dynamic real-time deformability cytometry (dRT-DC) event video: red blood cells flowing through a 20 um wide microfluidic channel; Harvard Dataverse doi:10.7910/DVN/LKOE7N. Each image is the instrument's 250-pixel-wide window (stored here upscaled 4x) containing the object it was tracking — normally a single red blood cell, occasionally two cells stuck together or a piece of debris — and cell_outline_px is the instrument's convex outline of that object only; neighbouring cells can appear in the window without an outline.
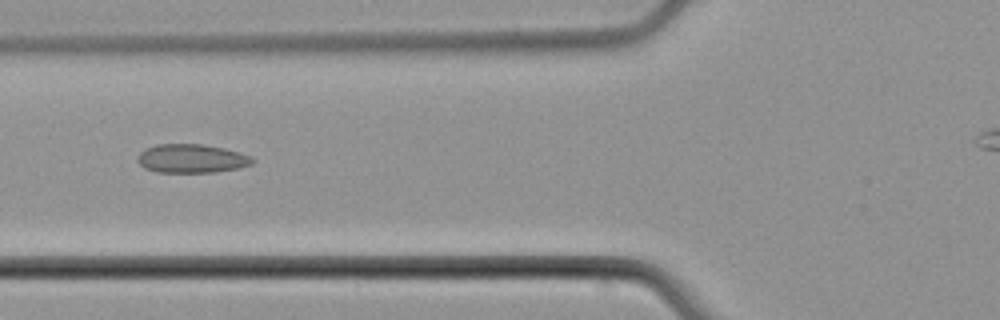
{"species": "common noctule bat (a hibernating species)", "species_latin": "Nyctalus noctula", "temperature_condition": "cold", "stored_images_in_passage": 4, "camera_frame_rate_fps": 3000, "um_per_image_px": 0.085, "animal": {"sex": "male", "body_mass_g": 21.5, "forearm_length_mm": 52.0}, "frame": {"image": 1, "passage_image": 2, "time_ms": 1.333, "image_size_px": [1000, 320], "cell_outline_px": [[256, 160], [252, 164], [236, 168], [212, 172], [156, 172], [144, 168], [136, 160], [140, 152], [144, 148], [156, 144], [204, 144], [224, 148], [240, 152], [252, 156]], "centroid_in_image_um": [16.27, 13.46], "position_along_channel_um": 109.5, "area_um2": 19.36}}
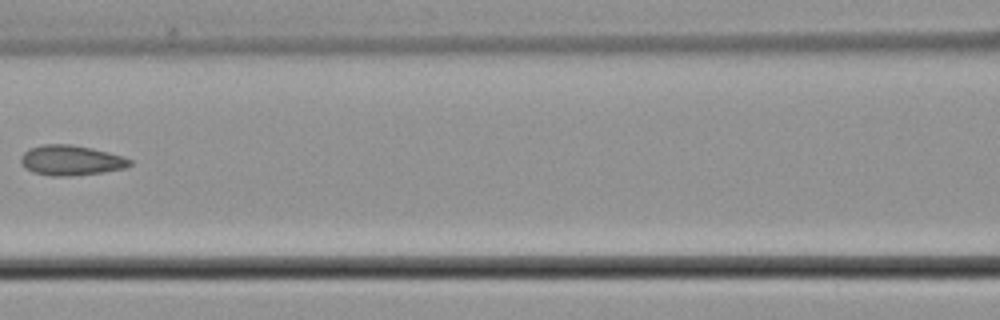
{"frame": {"image": 2, "passage_image": 3, "time_ms": 2.667, "image_size_px": [1000, 320], "cell_outline_px": [[132, 164], [124, 168], [100, 172], [60, 176], [52, 176], [32, 172], [20, 160], [20, 156], [28, 148], [44, 144], [72, 144], [92, 148], [108, 152], [132, 160]], "centroid_in_image_um": [6.01, 13.6], "position_along_channel_um": 160.6, "area_um2": 18.79}}
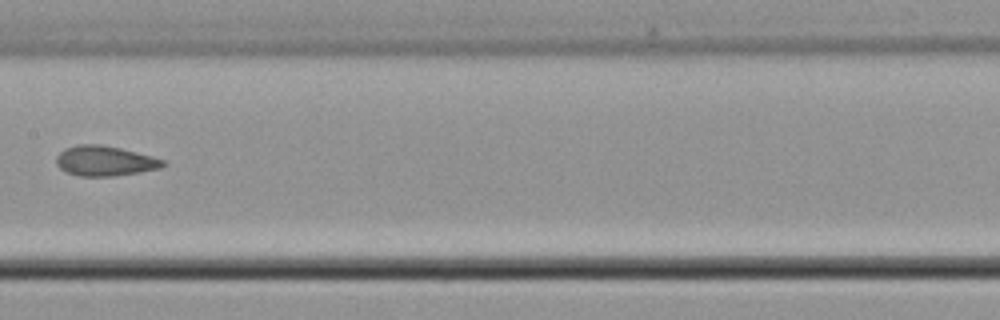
{"frame": {"image": 3, "passage_image": 4, "time_ms": 3.667, "image_size_px": [1000, 320], "cell_outline_px": [[168, 164], [160, 168], [112, 176], [80, 176], [68, 172], [60, 168], [56, 164], [56, 156], [64, 148], [76, 144], [100, 144], [120, 148], [152, 156], [164, 160]], "centroid_in_image_um": [8.89, 13.66], "position_along_channel_um": 198.5, "area_um2": 18.61}}